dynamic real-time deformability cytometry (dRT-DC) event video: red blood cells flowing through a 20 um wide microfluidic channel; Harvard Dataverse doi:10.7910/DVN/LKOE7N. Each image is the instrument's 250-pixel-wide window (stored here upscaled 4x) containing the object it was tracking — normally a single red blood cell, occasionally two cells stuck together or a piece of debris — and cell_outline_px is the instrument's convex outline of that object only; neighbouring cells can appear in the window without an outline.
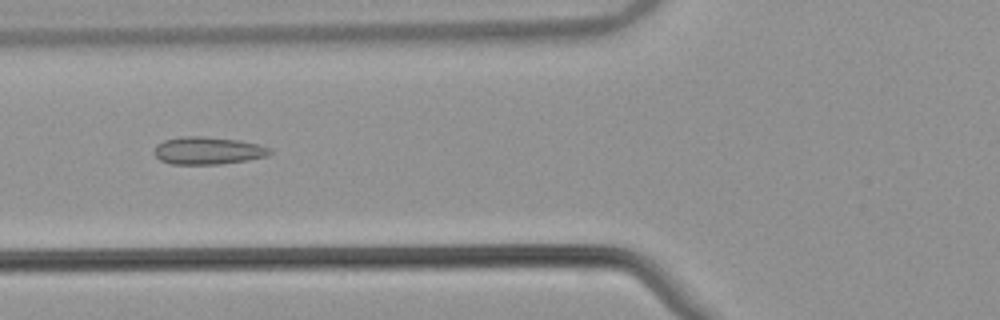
{"species": "common noctule bat (a hibernating species)", "species_latin": "Nyctalus noctula", "temperature_condition": "warm", "stored_images_in_passage": 41, "camera_frame_rate_fps": 3000, "um_per_image_px": 0.085, "animal": {"sex": "male", "body_mass_g": 21.5, "forearm_length_mm": 52.0}, "frame": {"image": 1, "passage_image": 9, "time_ms": 2.667, "image_size_px": [1000, 320], "cell_outline_px": [[272, 152], [268, 156], [248, 160], [220, 164], [172, 164], [160, 160], [152, 152], [156, 144], [164, 140], [180, 136], [200, 136], [240, 140], [260, 144], [272, 148]], "centroid_in_image_um": [17.68, 12.8], "position_along_channel_um": 108.1, "area_um2": 18.84}}
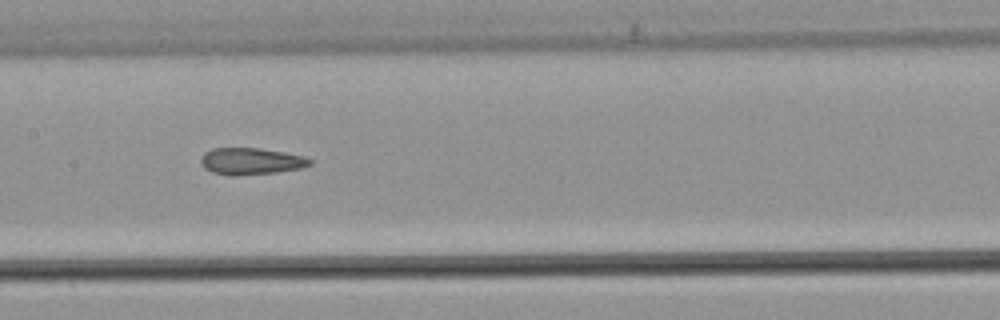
{"frame": {"image": 2, "passage_image": 15, "time_ms": 4.667, "image_size_px": [1000, 320], "cell_outline_px": [[312, 164], [304, 168], [276, 172], [236, 176], [232, 176], [212, 172], [204, 168], [200, 164], [200, 156], [204, 152], [212, 148], [260, 148], [284, 152], [304, 156], [312, 160]], "centroid_in_image_um": [21.32, 13.7], "position_along_channel_um": 186.1, "area_um2": 17.28}}
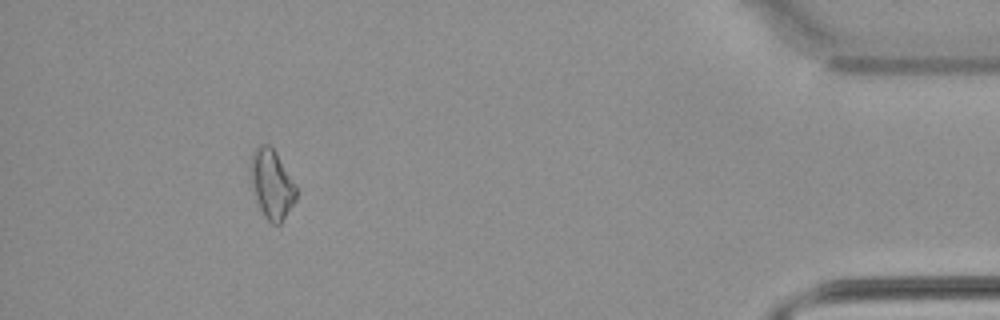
{"frame": {"image": 3, "passage_image": 37, "time_ms": 12.0, "image_size_px": [1000, 320], "cell_outline_px": [[296, 200], [280, 224], [272, 224], [264, 216], [260, 208], [252, 188], [252, 156], [256, 148], [260, 144], [268, 144], [276, 152], [296, 184]], "centroid_in_image_um": [23.13, 15.67], "position_along_channel_um": 412.1, "area_um2": 17.98}, "authors_computed_cell_mechanics": {"area_um2": 17.34, "velocity_mm_per_s": 3.8844, "shape_relaxation_time_tau1_ms": null, "shape_relaxation_time_tau2_ms": 2.6599, "deformation_change_tau1": null, "deformation_change_tau2": 0.0855}}